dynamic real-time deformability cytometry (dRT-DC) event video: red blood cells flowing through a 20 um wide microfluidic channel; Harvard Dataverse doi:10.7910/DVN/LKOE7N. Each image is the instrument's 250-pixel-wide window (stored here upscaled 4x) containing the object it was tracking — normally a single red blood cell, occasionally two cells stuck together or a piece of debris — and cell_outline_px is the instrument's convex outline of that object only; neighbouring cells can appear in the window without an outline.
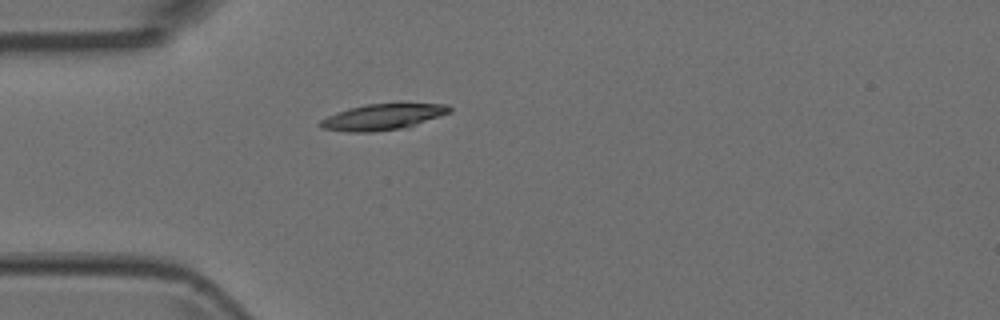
{"species": "Egyptian fruit bat (a non-hibernating species)", "species_latin": "Rousettus aegyptiacus", "temperature_condition": "room temperature", "stored_images_in_passage": 1, "camera_frame_rate_fps": 3000, "um_per_image_px": 0.085, "animal": {"sex": "female"}, "frame": {"image": 1, "passage_image": 1, "time_ms": 0.0, "image_size_px": [1000, 320], "cell_outline_px": [[452, 112], [408, 128], [372, 132], [348, 132], [320, 128], [316, 124], [320, 120], [336, 112], [348, 108], [368, 104], [448, 104], [452, 108]], "centroid_in_image_um": [32.53, 9.96], "position_along_channel_um": 52.5, "area_um2": 19.83}}